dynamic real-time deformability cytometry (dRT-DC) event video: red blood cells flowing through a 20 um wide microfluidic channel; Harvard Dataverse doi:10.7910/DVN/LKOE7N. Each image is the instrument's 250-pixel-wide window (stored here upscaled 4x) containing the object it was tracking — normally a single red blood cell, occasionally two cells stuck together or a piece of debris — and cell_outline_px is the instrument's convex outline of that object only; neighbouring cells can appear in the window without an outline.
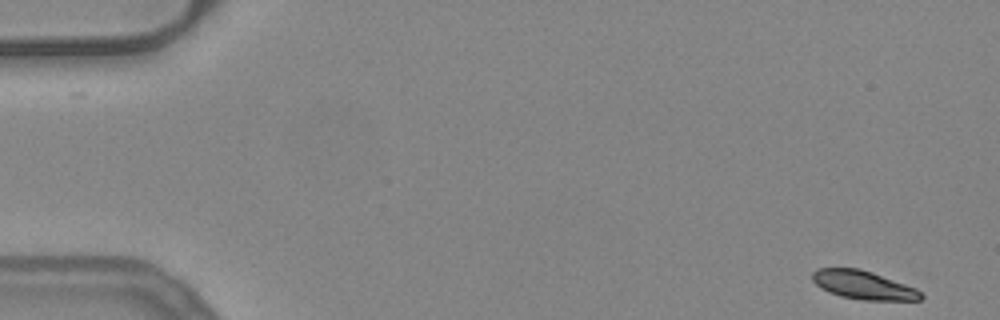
{"species": "common noctule bat (a hibernating species)", "species_latin": "Nyctalus noctula", "temperature_condition": "warm", "stored_images_in_passage": 50, "camera_frame_rate_fps": 3000, "um_per_image_px": 0.085, "animal": {"sex": "female", "body_mass_g": 24.6, "forearm_length_mm": 56.2}, "frame": {"image": 1, "passage_image": 1, "time_ms": 0.0, "image_size_px": [1000, 320], "cell_outline_px": [[924, 296], [920, 300], [864, 300], [840, 296], [828, 292], [820, 288], [812, 280], [812, 272], [816, 268], [860, 268], [872, 272], [916, 288]], "centroid_in_image_um": [73.35, 24.22], "position_along_channel_um": 11.7, "area_um2": 18.03}}
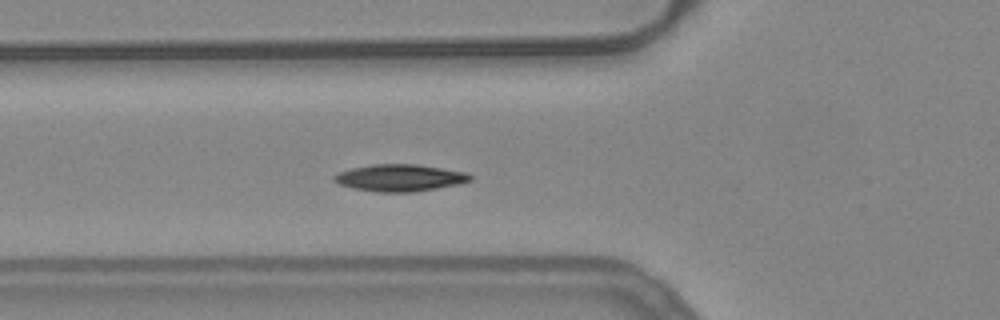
{"frame": {"image": 2, "passage_image": 18, "time_ms": 5.667, "image_size_px": [1000, 320], "cell_outline_px": [[472, 180], [460, 184], [412, 192], [376, 192], [352, 188], [340, 184], [332, 180], [332, 176], [336, 172], [352, 168], [372, 164], [416, 164], [468, 172], [472, 176]], "centroid_in_image_um": [33.97, 15.11], "position_along_channel_um": 91.8, "area_um2": 21.56}}
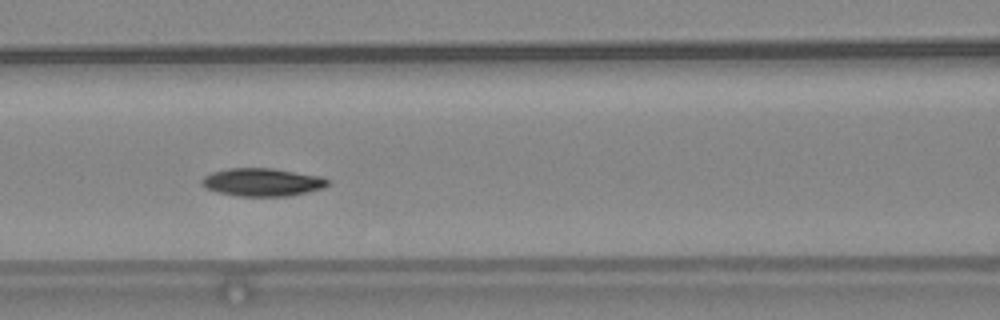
{"frame": {"image": 3, "passage_image": 22, "time_ms": 7.0, "image_size_px": [1000, 320], "cell_outline_px": [[328, 184], [324, 188], [288, 196], [236, 196], [216, 192], [204, 188], [200, 184], [200, 180], [204, 176], [212, 172], [228, 168], [272, 168], [320, 176], [328, 180]], "centroid_in_image_um": [22.23, 15.49], "position_along_channel_um": 144.4, "area_um2": 20.63}, "authors_computed_cell_mechanics": {"area_um2": 19.4786, "velocity_mm_per_s": 3.8689, "shape_relaxation_time_tau1_ms": 4.171, "shape_relaxation_time_tau2_ms": null, "deformation_change_tau1": 0.1046, "deformation_change_tau2": null}}